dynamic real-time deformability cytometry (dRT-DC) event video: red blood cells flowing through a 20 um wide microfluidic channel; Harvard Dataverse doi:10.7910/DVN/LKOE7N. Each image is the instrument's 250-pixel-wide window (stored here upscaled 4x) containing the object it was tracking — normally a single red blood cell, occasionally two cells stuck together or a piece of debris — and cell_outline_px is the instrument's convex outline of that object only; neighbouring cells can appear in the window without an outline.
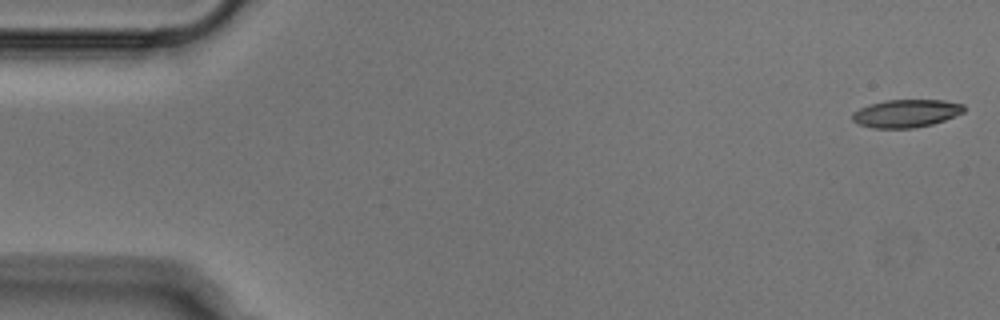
{"species": "Egyptian fruit bat (a non-hibernating species)", "species_latin": "Rousettus aegyptiacus", "temperature_condition": "cold", "stored_images_in_passage": 12, "camera_frame_rate_fps": 3000, "um_per_image_px": 0.085, "animal": {"sex": "male"}, "frame": {"image": 1, "passage_image": 1, "time_ms": 0.0, "image_size_px": [1000, 320], "cell_outline_px": [[964, 112], [944, 120], [932, 124], [912, 128], [872, 128], [856, 124], [852, 120], [852, 112], [868, 104], [884, 100], [944, 100], [964, 104]], "centroid_in_image_um": [76.98, 9.63], "position_along_channel_um": 8.0, "area_um2": 18.26}}
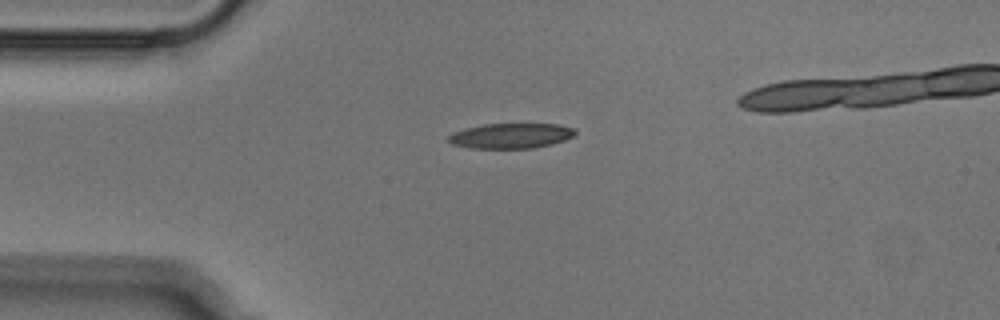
{"frame": {"image": 2, "passage_image": 12, "time_ms": 3.667, "image_size_px": [1000, 320], "cell_outline_px": [[576, 132], [572, 136], [564, 140], [552, 144], [532, 148], [468, 148], [452, 144], [444, 140], [452, 132], [464, 128], [484, 124], [560, 124], [576, 128]], "centroid_in_image_um": [43.38, 11.54], "position_along_channel_um": 41.6, "area_um2": 18.79}}